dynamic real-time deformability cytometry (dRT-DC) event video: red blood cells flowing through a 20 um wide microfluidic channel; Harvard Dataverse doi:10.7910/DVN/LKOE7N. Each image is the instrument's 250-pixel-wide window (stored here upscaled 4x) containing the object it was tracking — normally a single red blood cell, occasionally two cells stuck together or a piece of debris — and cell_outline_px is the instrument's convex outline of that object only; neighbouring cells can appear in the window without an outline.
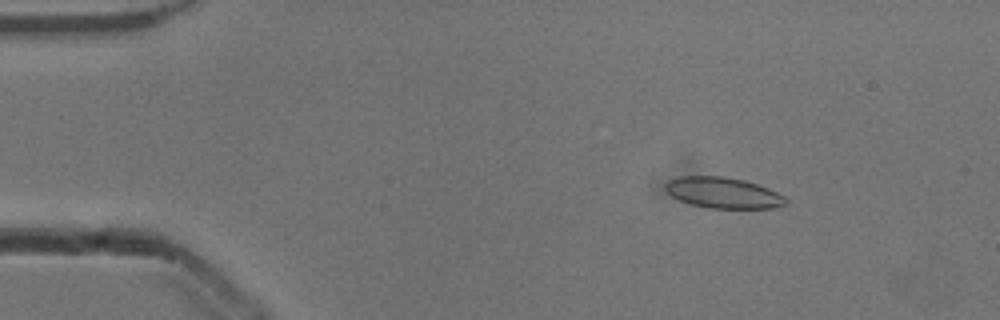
{"species": "common noctule bat (a hibernating species)", "species_latin": "Nyctalus noctula", "temperature_condition": "cold", "stored_images_in_passage": 53, "camera_frame_rate_fps": 3000, "um_per_image_px": 0.085, "animal": {"sex": "male", "body_mass_g": 13.3}, "frame": {"image": 1, "passage_image": 8, "time_ms": 2.333, "image_size_px": [1000, 320], "cell_outline_px": [[788, 204], [772, 208], [708, 208], [692, 204], [680, 200], [672, 196], [664, 188], [664, 184], [668, 180], [676, 176], [724, 176], [744, 180], [768, 188], [784, 196], [788, 200]], "centroid_in_image_um": [61.46, 16.38], "position_along_channel_um": 23.5, "area_um2": 21.73}}
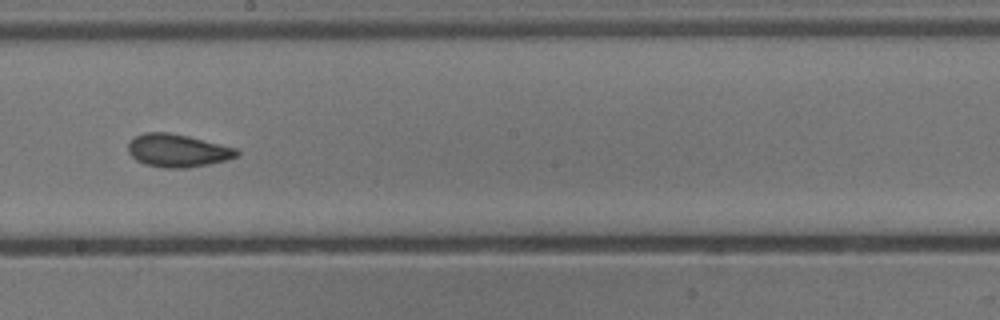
{"frame": {"image": 2, "passage_image": 30, "time_ms": 9.667, "image_size_px": [1000, 320], "cell_outline_px": [[240, 156], [228, 160], [188, 168], [164, 168], [144, 164], [136, 160], [128, 152], [128, 144], [136, 136], [144, 132], [168, 132], [188, 136], [236, 148], [240, 152]], "centroid_in_image_um": [15.11, 12.81], "position_along_channel_um": 233.1, "area_um2": 20.92}}
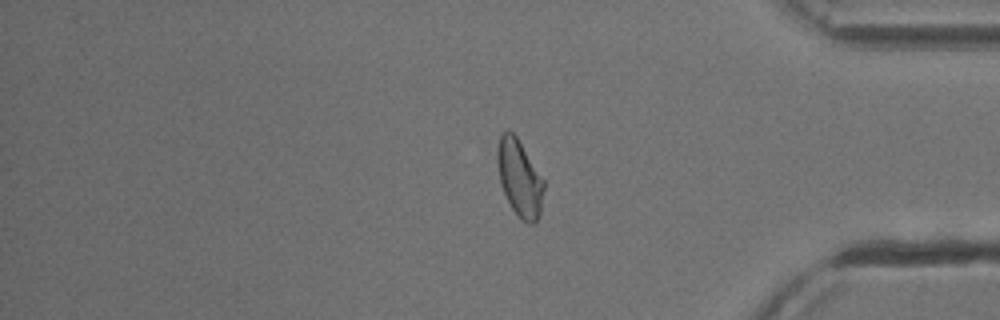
{"frame": {"image": 3, "passage_image": 44, "time_ms": 14.333, "image_size_px": [1000, 320], "cell_outline_px": [[544, 188], [540, 212], [536, 224], [528, 224], [520, 220], [512, 208], [504, 192], [500, 180], [496, 160], [496, 152], [500, 136], [504, 132], [512, 132], [516, 136], [544, 180]], "centroid_in_image_um": [44.16, 15.18], "position_along_channel_um": 391.0, "area_um2": 20.58}, "authors_computed_cell_mechanics": {"area_um2": 21.097, "velocity_mm_per_s": 3.8996, "shape_relaxation_time_tau1_ms": 8.4593, "shape_relaxation_time_tau2_ms": 1.8408, "deformation_change_tau1": 0.1751, "deformation_change_tau2": 0.0822}}